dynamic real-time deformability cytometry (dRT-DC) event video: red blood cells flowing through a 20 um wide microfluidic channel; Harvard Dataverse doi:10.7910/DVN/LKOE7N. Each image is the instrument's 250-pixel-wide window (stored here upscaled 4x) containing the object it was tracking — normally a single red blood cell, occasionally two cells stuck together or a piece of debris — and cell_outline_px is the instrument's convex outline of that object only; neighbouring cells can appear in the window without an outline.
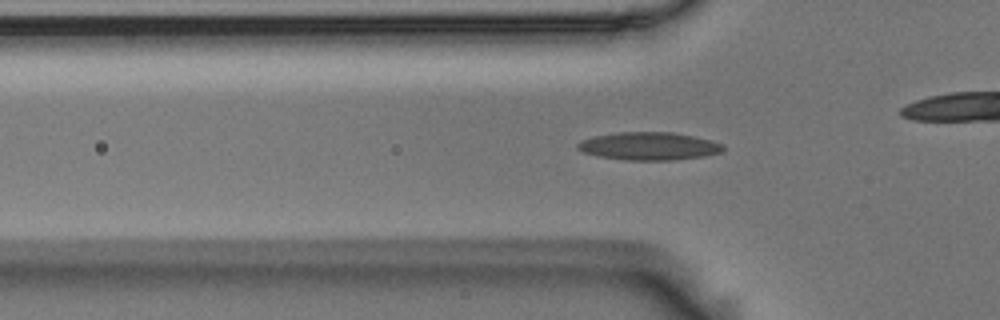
{"species": "Egyptian fruit bat (a non-hibernating species)", "species_latin": "Rousettus aegyptiacus", "temperature_condition": "room temperature", "stored_images_in_passage": 37, "camera_frame_rate_fps": 3000, "um_per_image_px": 0.085, "animal": {"sex": "male"}, "frame": {"image": 1, "passage_image": 9, "time_ms": 2.667, "image_size_px": [1000, 320], "cell_outline_px": [[724, 152], [704, 156], [672, 160], [624, 160], [600, 156], [584, 152], [576, 148], [576, 144], [580, 140], [596, 136], [616, 132], [672, 132], [692, 136], [724, 144]], "centroid_in_image_um": [55.16, 12.42], "position_along_channel_um": 70.6, "area_um2": 23.58}}
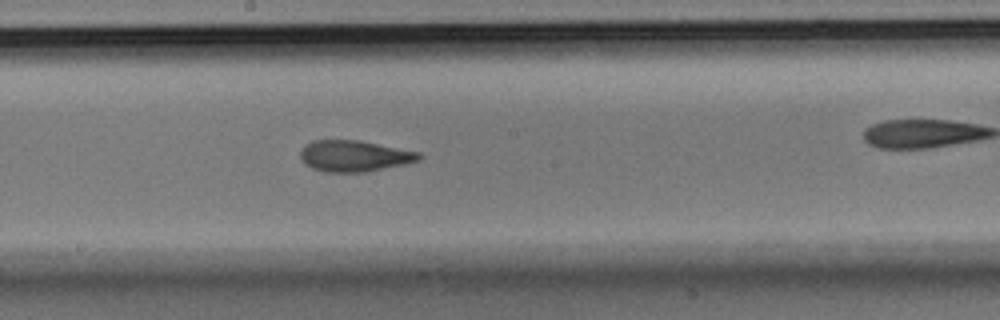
{"frame": {"image": 2, "passage_image": 21, "time_ms": 6.667, "image_size_px": [1000, 320], "cell_outline_px": [[424, 156], [420, 160], [404, 164], [368, 172], [324, 172], [312, 168], [300, 156], [300, 152], [304, 144], [312, 140], [360, 140], [420, 152]], "centroid_in_image_um": [30.15, 13.25], "position_along_channel_um": 218.1, "area_um2": 21.68}}
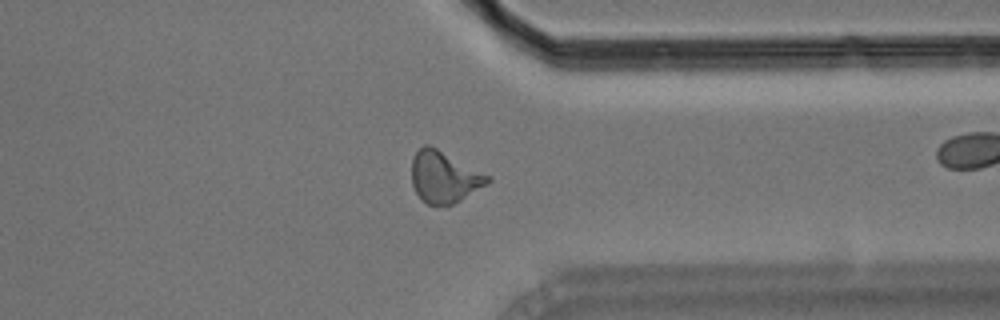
{"frame": {"image": 3, "passage_image": 34, "time_ms": 11.0, "image_size_px": [1000, 320], "cell_outline_px": [[492, 180], [488, 184], [460, 200], [452, 204], [428, 204], [416, 192], [412, 184], [412, 160], [416, 152], [424, 144], [428, 144], [492, 176]], "centroid_in_image_um": [37.78, 15.03], "position_along_channel_um": 373.6, "area_um2": 22.54}}